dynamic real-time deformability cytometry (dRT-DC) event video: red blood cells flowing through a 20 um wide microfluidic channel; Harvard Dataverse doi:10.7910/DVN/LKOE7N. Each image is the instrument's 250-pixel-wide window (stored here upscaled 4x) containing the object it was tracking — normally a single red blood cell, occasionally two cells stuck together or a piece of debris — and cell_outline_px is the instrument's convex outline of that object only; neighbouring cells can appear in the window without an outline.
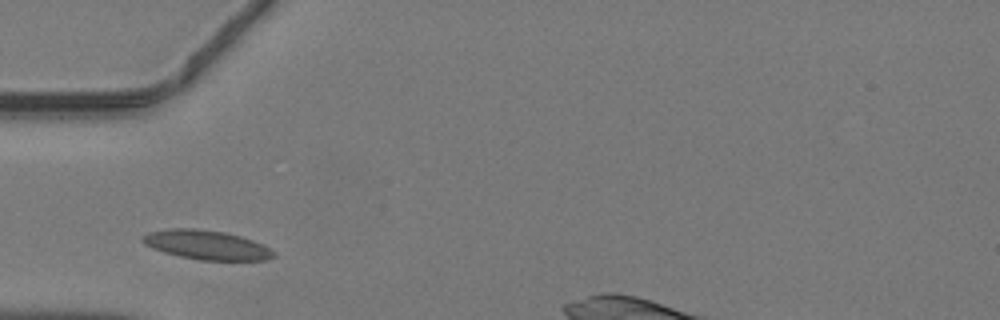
{"species": "common noctule bat (a hibernating species)", "species_latin": "Nyctalus noctula", "temperature_condition": "warm", "stored_images_in_passage": 26, "camera_frame_rate_fps": 3000, "um_per_image_px": 0.085, "animal": {"sex": "male", "body_mass_g": 19.2, "forearm_length_mm": 51.8}, "frame": {"image": 1, "passage_image": 1, "time_ms": 0.0, "image_size_px": [1000, 320], "cell_outline_px": [[276, 256], [268, 260], [200, 260], [180, 256], [164, 252], [152, 248], [144, 244], [140, 240], [140, 236], [148, 232], [168, 228], [196, 228], [224, 232], [240, 236], [252, 240], [276, 252]], "centroid_in_image_um": [17.52, 20.81], "position_along_channel_um": 67.5, "area_um2": 22.43}}
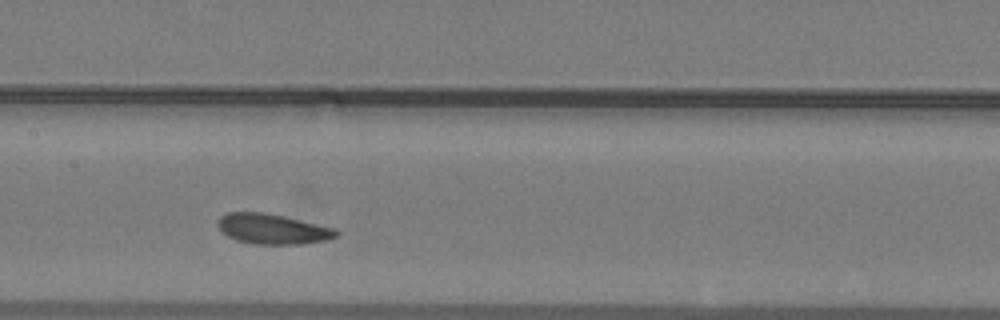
{"frame": {"image": 2, "passage_image": 9, "time_ms": 2.667, "image_size_px": [1000, 320], "cell_outline_px": [[340, 232], [336, 236], [328, 240], [300, 244], [252, 244], [236, 240], [228, 236], [220, 228], [220, 216], [228, 212], [264, 212], [336, 228]], "centroid_in_image_um": [23.21, 19.47], "position_along_channel_um": 184.2, "area_um2": 20.63}}
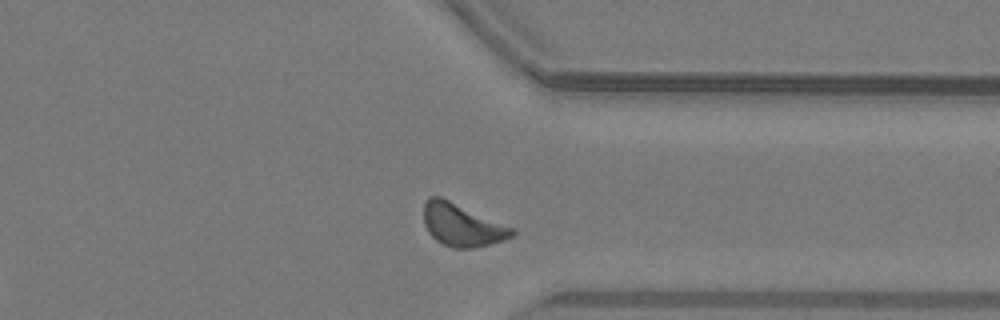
{"frame": {"image": 3, "passage_image": 22, "time_ms": 7.0, "image_size_px": [1000, 320], "cell_outline_px": [[516, 232], [512, 236], [504, 240], [472, 248], [452, 248], [436, 240], [428, 232], [424, 224], [424, 200], [428, 196], [440, 196], [516, 228]], "centroid_in_image_um": [39.28, 19.11], "position_along_channel_um": 372.1, "area_um2": 22.08}}